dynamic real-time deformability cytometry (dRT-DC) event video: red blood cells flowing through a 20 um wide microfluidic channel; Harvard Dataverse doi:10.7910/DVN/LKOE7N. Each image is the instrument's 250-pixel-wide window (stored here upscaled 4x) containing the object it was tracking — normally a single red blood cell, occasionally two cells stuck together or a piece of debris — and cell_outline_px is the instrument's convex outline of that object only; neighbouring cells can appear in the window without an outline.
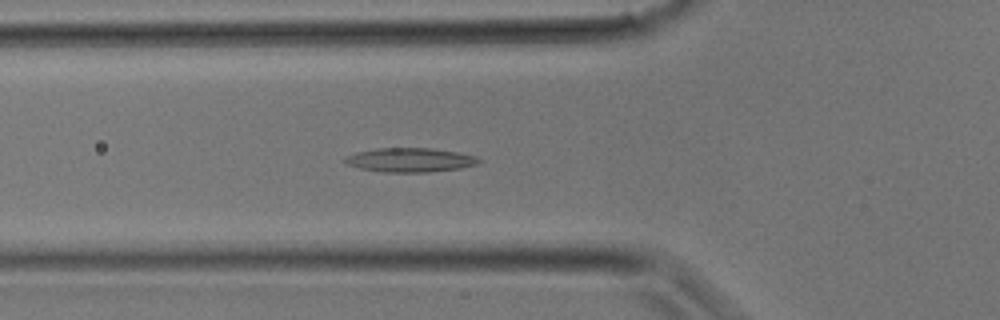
{"species": "common noctule bat (a hibernating species)", "species_latin": "Nyctalus noctula", "temperature_condition": "room temperature", "stored_images_in_passage": 32, "camera_frame_rate_fps": 3000, "um_per_image_px": 0.085, "animal": {"sex": "male", "body_mass_g": 17.9}, "frame": {"image": 1, "passage_image": 11, "time_ms": 3.333, "image_size_px": [1000, 320], "cell_outline_px": [[484, 160], [476, 164], [460, 168], [428, 172], [384, 172], [360, 168], [348, 164], [344, 160], [348, 156], [356, 152], [376, 148], [432, 148], [456, 152], [476, 156]], "centroid_in_image_um": [34.89, 13.59], "position_along_channel_um": 90.9, "area_um2": 18.67}}
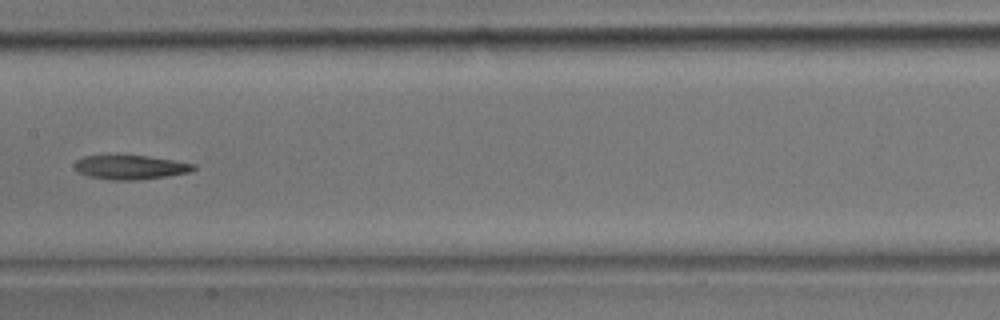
{"frame": {"image": 2, "passage_image": 16, "time_ms": 5.0, "image_size_px": [1000, 320], "cell_outline_px": [[196, 168], [188, 172], [168, 176], [136, 180], [112, 180], [88, 176], [76, 172], [76, 160], [84, 156], [148, 156], [196, 164]], "centroid_in_image_um": [11.09, 14.22], "position_along_channel_um": 196.3, "area_um2": 16.53}}
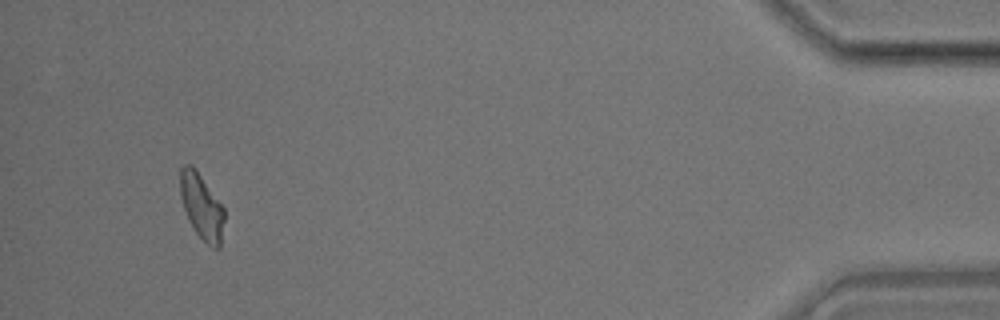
{"frame": {"image": 3, "passage_image": 30, "time_ms": 9.667, "image_size_px": [1000, 320], "cell_outline_px": [[224, 220], [220, 248], [212, 248], [192, 228], [188, 220], [180, 196], [180, 168], [184, 164], [192, 164], [196, 168], [224, 208]], "centroid_in_image_um": [17.13, 17.52], "position_along_channel_um": 418.1, "area_um2": 16.88}}